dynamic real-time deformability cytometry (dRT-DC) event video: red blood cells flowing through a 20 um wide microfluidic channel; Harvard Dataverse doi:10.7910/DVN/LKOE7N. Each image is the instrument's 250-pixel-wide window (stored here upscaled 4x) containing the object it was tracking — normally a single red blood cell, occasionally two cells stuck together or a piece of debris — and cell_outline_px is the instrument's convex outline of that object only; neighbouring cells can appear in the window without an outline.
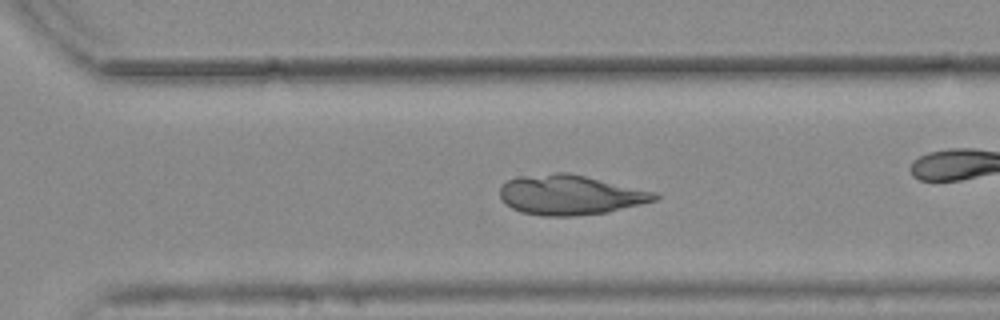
{"species": "common noctule bat (a hibernating species)", "species_latin": "Nyctalus noctula", "temperature_condition": "warm", "stored_images_in_passage": 29, "camera_frame_rate_fps": 3000, "um_per_image_px": 0.085, "animal": {"sex": "female", "body_mass_g": 25.1}, "frame": {"image": 1, "passage_image": 21, "time_ms": 6.667, "image_size_px": [1000, 320], "cell_outline_px": [[660, 196], [656, 200], [608, 212], [572, 216], [540, 216], [520, 212], [512, 208], [500, 196], [500, 188], [508, 180], [520, 176], [556, 172], [568, 172], [656, 192]], "centroid_in_image_um": [48.47, 16.56], "position_along_channel_um": 322.1, "area_um2": 35.78}}